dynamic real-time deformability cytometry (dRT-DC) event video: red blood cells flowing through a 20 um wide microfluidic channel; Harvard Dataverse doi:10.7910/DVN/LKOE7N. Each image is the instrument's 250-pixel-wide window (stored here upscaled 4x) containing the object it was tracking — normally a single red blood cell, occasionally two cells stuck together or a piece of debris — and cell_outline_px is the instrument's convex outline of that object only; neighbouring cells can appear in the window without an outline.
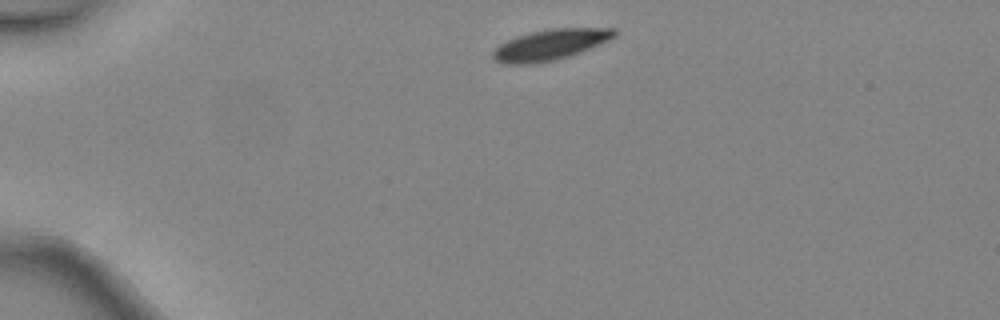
{"species": "common noctule bat (a hibernating species)", "species_latin": "Nyctalus noctula", "temperature_condition": "warm", "stored_images_in_passage": 3, "camera_frame_rate_fps": 3000, "um_per_image_px": 0.085, "animal": {"sex": "female", "body_mass_g": 24.6, "forearm_length_mm": 56.2}, "frame": {"image": 1, "passage_image": 1, "time_ms": 0.0, "image_size_px": [1000, 320], "cell_outline_px": [[616, 36], [608, 40], [580, 52], [556, 60], [532, 64], [500, 64], [492, 56], [492, 52], [500, 44], [516, 36], [532, 32], [552, 28], [616, 28]], "centroid_in_image_um": [46.75, 3.8], "position_along_channel_um": 38.3, "area_um2": 21.62}}
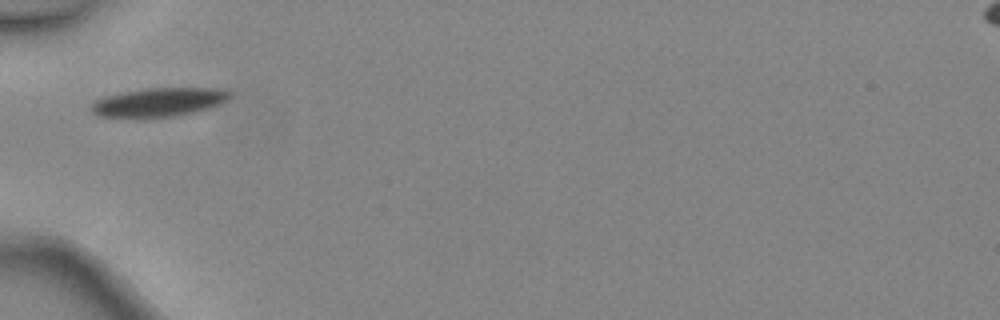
{"frame": {"image": 2, "passage_image": 2, "time_ms": 0.333, "image_size_px": [1000, 320], "cell_outline_px": [[232, 96], [220, 104], [196, 112], [176, 116], [140, 120], [132, 120], [96, 116], [88, 108], [96, 100], [104, 96], [124, 92], [148, 88], [220, 88], [232, 92]], "centroid_in_image_um": [13.43, 8.73], "position_along_channel_um": 71.6, "area_um2": 24.22}}
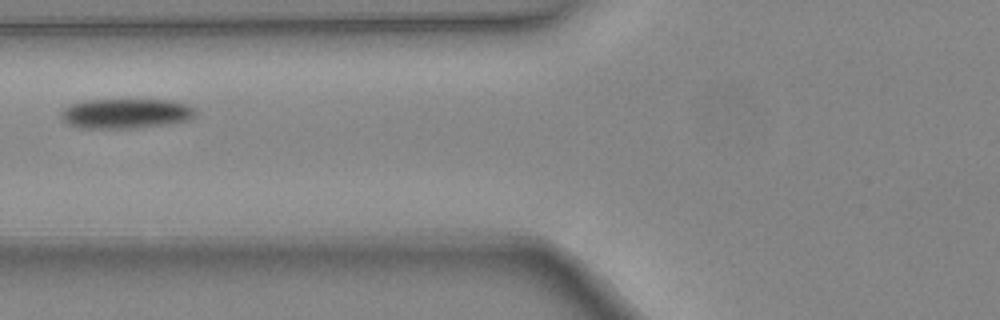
{"frame": {"image": 3, "passage_image": 3, "time_ms": 0.667, "image_size_px": [1000, 320], "cell_outline_px": [[196, 116], [188, 120], [172, 124], [136, 128], [80, 128], [64, 124], [60, 116], [60, 112], [68, 104], [84, 100], [172, 100], [188, 104], [196, 108]], "centroid_in_image_um": [10.69, 9.65], "position_along_channel_um": 115.1, "area_um2": 23.99}}